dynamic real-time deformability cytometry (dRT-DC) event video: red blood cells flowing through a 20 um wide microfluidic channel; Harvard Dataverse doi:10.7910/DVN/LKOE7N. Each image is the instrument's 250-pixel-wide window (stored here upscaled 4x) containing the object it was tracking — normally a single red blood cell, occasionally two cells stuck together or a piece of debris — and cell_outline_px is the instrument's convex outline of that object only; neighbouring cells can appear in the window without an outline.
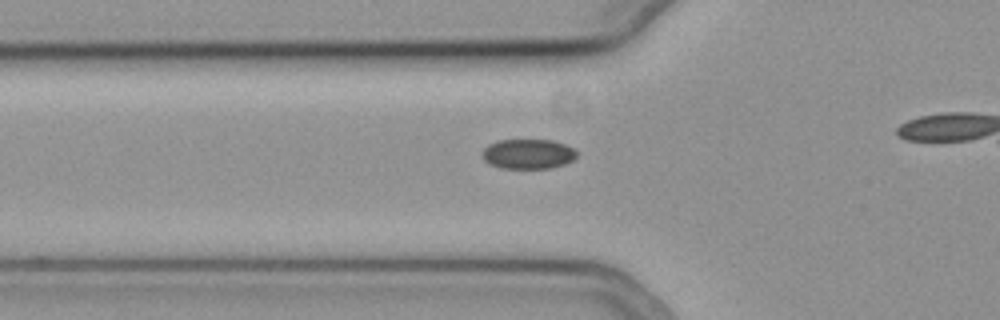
{"species": "common noctule bat (a hibernating species)", "species_latin": "Nyctalus noctula", "temperature_condition": "cold", "stored_images_in_passage": 46, "camera_frame_rate_fps": 3000, "um_per_image_px": 0.085, "animal": {"sex": "female", "body_mass_g": 19.3, "forearm_length_mm": 54.1}, "frame": {"image": 1, "passage_image": 20, "time_ms": 6.333, "image_size_px": [1000, 320], "cell_outline_px": [[576, 156], [572, 160], [564, 164], [548, 168], [500, 168], [484, 160], [484, 148], [488, 144], [500, 140], [552, 140], [564, 144], [572, 148], [576, 152]], "centroid_in_image_um": [44.89, 13.08], "position_along_channel_um": 80.9, "area_um2": 16.13}}
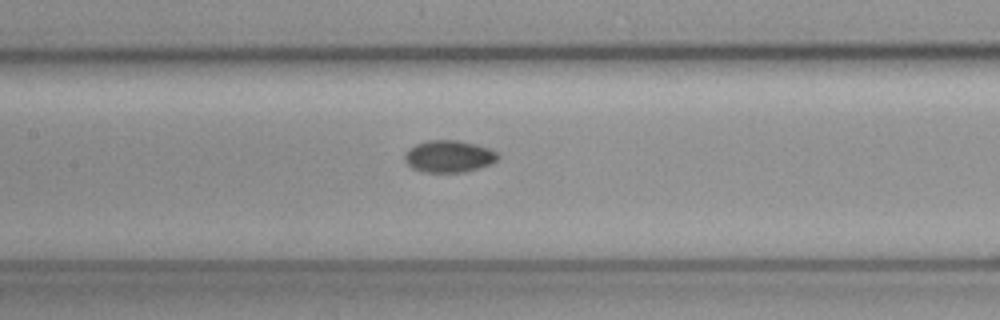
{"frame": {"image": 2, "passage_image": 27, "time_ms": 8.667, "image_size_px": [1000, 320], "cell_outline_px": [[500, 156], [492, 164], [464, 172], [424, 172], [412, 168], [404, 160], [404, 156], [408, 148], [416, 144], [428, 140], [460, 140], [476, 144], [488, 148], [496, 152]], "centroid_in_image_um": [38.15, 13.28], "position_along_channel_um": 169.2, "area_um2": 17.46}}
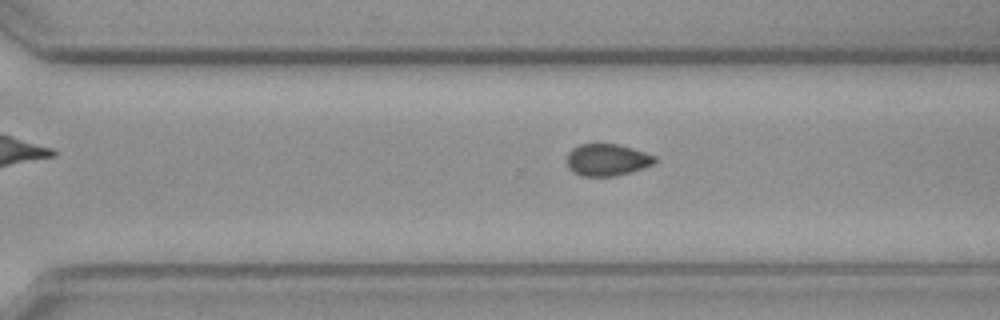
{"frame": {"image": 3, "passage_image": 39, "time_ms": 12.667, "image_size_px": [1000, 320], "cell_outline_px": [[656, 160], [652, 164], [632, 172], [616, 176], [580, 176], [572, 172], [568, 168], [564, 160], [568, 152], [572, 148], [580, 144], [620, 144], [656, 156]], "centroid_in_image_um": [51.54, 13.59], "position_along_channel_um": 319.1, "area_um2": 16.65}}